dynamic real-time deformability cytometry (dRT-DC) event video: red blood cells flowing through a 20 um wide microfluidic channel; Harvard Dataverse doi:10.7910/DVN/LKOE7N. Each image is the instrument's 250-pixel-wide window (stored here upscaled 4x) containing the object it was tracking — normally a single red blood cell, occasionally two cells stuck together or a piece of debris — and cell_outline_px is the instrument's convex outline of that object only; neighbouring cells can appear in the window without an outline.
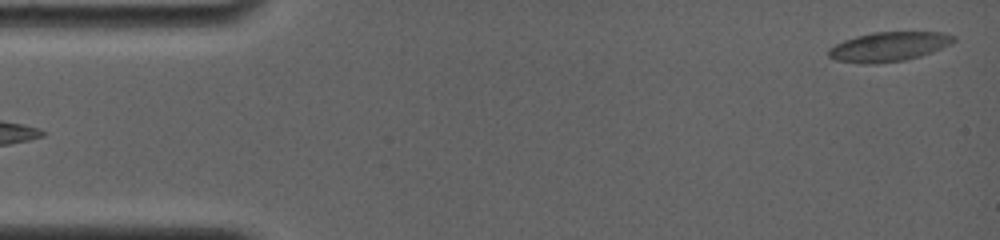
{"species": "common noctule bat (a hibernating species)", "species_latin": "Nyctalus noctula", "temperature_condition": "room temperature", "stored_images_in_passage": 5, "segment_of_instrument_passage": [2, 2], "camera_frame_rate_fps": 4000, "um_per_image_px": 0.085, "animal": {"sex": "female", "body_mass_g": 19.0, "forearm_length_mm": 56.7}, "frame": {"image": 1, "passage_image": 5, "time_ms": 4.5, "image_size_px": [1000, 240], "cell_outline_px": [[956, 40], [932, 52], [920, 56], [904, 60], [876, 64], [868, 64], [836, 60], [828, 56], [828, 48], [844, 40], [856, 36], [872, 32], [944, 32], [956, 36]], "centroid_in_image_um": [75.53, 3.96], "position_along_channel_um": 9.5, "area_um2": 21.39}}